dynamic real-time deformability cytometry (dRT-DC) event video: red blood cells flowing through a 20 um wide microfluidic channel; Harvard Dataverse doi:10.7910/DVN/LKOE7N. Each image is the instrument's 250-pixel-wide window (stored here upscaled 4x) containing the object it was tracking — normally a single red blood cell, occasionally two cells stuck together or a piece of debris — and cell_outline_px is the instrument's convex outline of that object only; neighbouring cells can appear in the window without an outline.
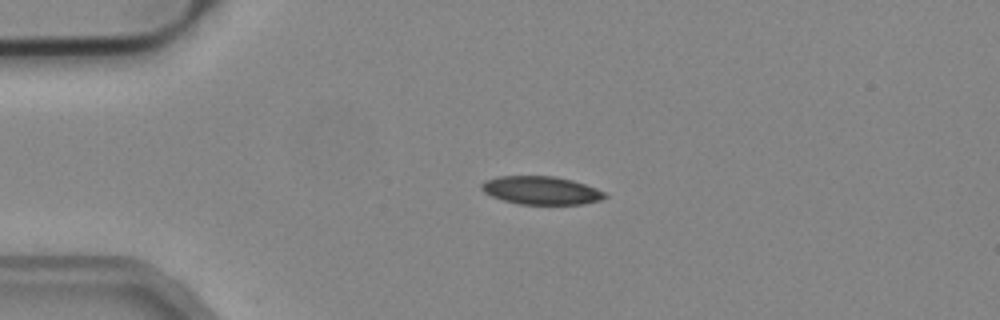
{"species": "common noctule bat (a hibernating species)", "species_latin": "Nyctalus noctula", "temperature_condition": "cold", "stored_images_in_passage": 41, "camera_frame_rate_fps": 3000, "um_per_image_px": 0.085, "animal": {"sex": "male", "body_mass_g": 19.2, "forearm_length_mm": 51.8}, "frame": {"image": 1, "passage_image": 1, "time_ms": 0.0, "image_size_px": [1000, 320], "cell_outline_px": [[608, 196], [600, 200], [584, 204], [520, 204], [504, 200], [492, 196], [484, 192], [480, 188], [480, 184], [484, 180], [496, 176], [556, 176], [572, 180], [596, 188], [604, 192]], "centroid_in_image_um": [45.97, 16.17], "position_along_channel_um": 39.0, "area_um2": 20.29}}
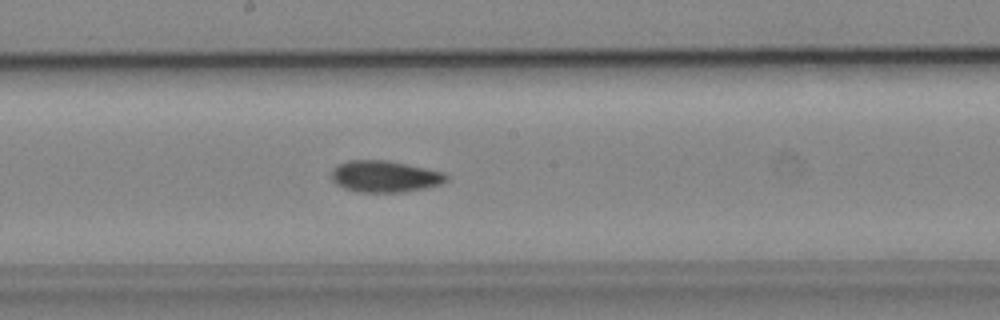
{"frame": {"image": 2, "passage_image": 17, "time_ms": 5.333, "image_size_px": [1000, 320], "cell_outline_px": [[448, 180], [440, 184], [424, 188], [400, 192], [356, 192], [344, 188], [336, 184], [332, 180], [332, 168], [336, 164], [348, 160], [384, 160], [444, 172], [448, 176]], "centroid_in_image_um": [32.66, 15.0], "position_along_channel_um": 215.5, "area_um2": 21.04}}
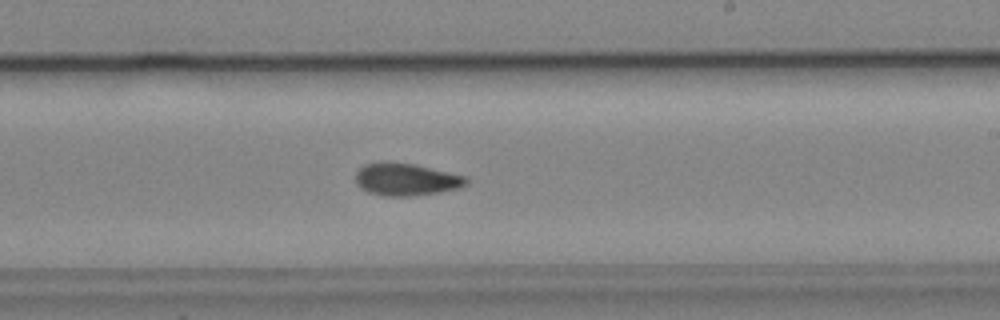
{"frame": {"image": 3, "passage_image": 20, "time_ms": 6.333, "image_size_px": [1000, 320], "cell_outline_px": [[468, 184], [460, 188], [440, 192], [408, 196], [384, 196], [368, 192], [360, 188], [356, 184], [356, 172], [364, 164], [416, 164], [468, 176]], "centroid_in_image_um": [34.59, 15.28], "position_along_channel_um": 254.4, "area_um2": 20.63}, "authors_computed_cell_mechanics": {"area_um2": 20.519, "velocity_mm_per_s": 3.9194, "shape_relaxation_time_tau1_ms": 11.3099, "shape_relaxation_time_tau2_ms": 3.865, "deformation_change_tau1": 0.2013, "deformation_change_tau2": 0.0814}}